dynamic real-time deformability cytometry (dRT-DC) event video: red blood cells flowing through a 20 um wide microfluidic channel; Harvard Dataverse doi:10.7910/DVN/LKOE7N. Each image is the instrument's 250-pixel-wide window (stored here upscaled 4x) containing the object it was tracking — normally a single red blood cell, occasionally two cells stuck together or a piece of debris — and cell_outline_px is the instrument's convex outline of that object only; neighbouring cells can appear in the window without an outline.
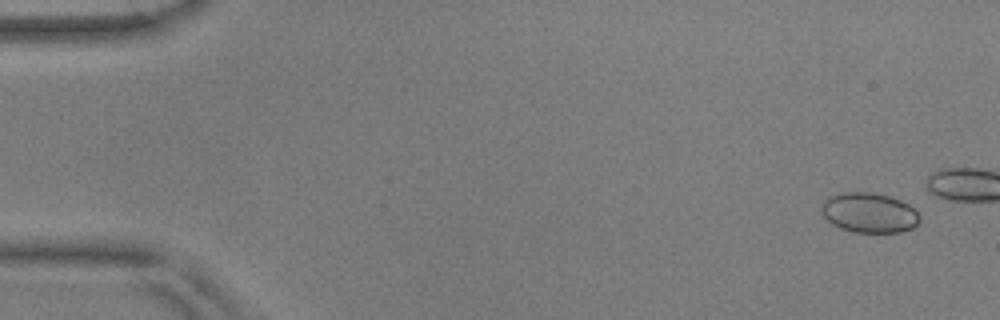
{"species": "common noctule bat (a hibernating species)", "species_latin": "Nyctalus noctula", "temperature_condition": "warm", "stored_images_in_passage": 15, "camera_frame_rate_fps": 3000, "um_per_image_px": 0.085, "animal": {"sex": "male", "body_mass_g": 17.9, "forearm_length_mm": 54.2}, "frame": {"image": 1, "passage_image": 3, "time_ms": 0.667, "image_size_px": [1000, 320], "cell_outline_px": [[920, 220], [912, 228], [900, 232], [856, 232], [840, 228], [832, 224], [820, 212], [820, 204], [828, 196], [840, 192], [872, 192], [888, 196], [900, 200], [908, 204], [920, 216]], "centroid_in_image_um": [73.83, 18.07], "position_along_channel_um": 11.2, "area_um2": 22.95}}